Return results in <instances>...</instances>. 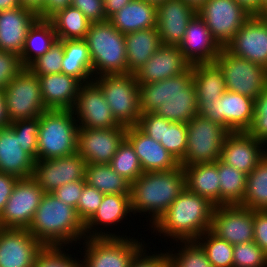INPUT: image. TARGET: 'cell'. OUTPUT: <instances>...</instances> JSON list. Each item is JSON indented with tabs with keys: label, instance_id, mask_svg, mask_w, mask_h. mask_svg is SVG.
<instances>
[{
	"label": "cell",
	"instance_id": "obj_1",
	"mask_svg": "<svg viewBox=\"0 0 267 267\" xmlns=\"http://www.w3.org/2000/svg\"><path fill=\"white\" fill-rule=\"evenodd\" d=\"M141 113H155L172 122L188 123L198 115L192 66L179 75L139 85Z\"/></svg>",
	"mask_w": 267,
	"mask_h": 267
},
{
	"label": "cell",
	"instance_id": "obj_2",
	"mask_svg": "<svg viewBox=\"0 0 267 267\" xmlns=\"http://www.w3.org/2000/svg\"><path fill=\"white\" fill-rule=\"evenodd\" d=\"M27 230L43 246H66L86 239L85 224L78 217L76 208L52 193L43 195Z\"/></svg>",
	"mask_w": 267,
	"mask_h": 267
},
{
	"label": "cell",
	"instance_id": "obj_3",
	"mask_svg": "<svg viewBox=\"0 0 267 267\" xmlns=\"http://www.w3.org/2000/svg\"><path fill=\"white\" fill-rule=\"evenodd\" d=\"M214 208L208 199L185 188L153 225V232L177 242L196 240L210 230Z\"/></svg>",
	"mask_w": 267,
	"mask_h": 267
},
{
	"label": "cell",
	"instance_id": "obj_4",
	"mask_svg": "<svg viewBox=\"0 0 267 267\" xmlns=\"http://www.w3.org/2000/svg\"><path fill=\"white\" fill-rule=\"evenodd\" d=\"M186 188L184 168L143 172L130 187L131 213L152 214V226Z\"/></svg>",
	"mask_w": 267,
	"mask_h": 267
},
{
	"label": "cell",
	"instance_id": "obj_5",
	"mask_svg": "<svg viewBox=\"0 0 267 267\" xmlns=\"http://www.w3.org/2000/svg\"><path fill=\"white\" fill-rule=\"evenodd\" d=\"M85 41L94 77L128 73L125 36L108 20L91 23Z\"/></svg>",
	"mask_w": 267,
	"mask_h": 267
},
{
	"label": "cell",
	"instance_id": "obj_6",
	"mask_svg": "<svg viewBox=\"0 0 267 267\" xmlns=\"http://www.w3.org/2000/svg\"><path fill=\"white\" fill-rule=\"evenodd\" d=\"M72 110L48 109L40 115L36 160L77 153L79 126Z\"/></svg>",
	"mask_w": 267,
	"mask_h": 267
},
{
	"label": "cell",
	"instance_id": "obj_7",
	"mask_svg": "<svg viewBox=\"0 0 267 267\" xmlns=\"http://www.w3.org/2000/svg\"><path fill=\"white\" fill-rule=\"evenodd\" d=\"M109 104L114 118L124 126H134L141 116L139 84L134 74H106L93 78Z\"/></svg>",
	"mask_w": 267,
	"mask_h": 267
},
{
	"label": "cell",
	"instance_id": "obj_8",
	"mask_svg": "<svg viewBox=\"0 0 267 267\" xmlns=\"http://www.w3.org/2000/svg\"><path fill=\"white\" fill-rule=\"evenodd\" d=\"M187 124V147L182 166L213 163L220 159L224 139L229 131L199 115Z\"/></svg>",
	"mask_w": 267,
	"mask_h": 267
},
{
	"label": "cell",
	"instance_id": "obj_9",
	"mask_svg": "<svg viewBox=\"0 0 267 267\" xmlns=\"http://www.w3.org/2000/svg\"><path fill=\"white\" fill-rule=\"evenodd\" d=\"M215 62L221 68L226 90L254 100L267 88V68L222 48Z\"/></svg>",
	"mask_w": 267,
	"mask_h": 267
},
{
	"label": "cell",
	"instance_id": "obj_10",
	"mask_svg": "<svg viewBox=\"0 0 267 267\" xmlns=\"http://www.w3.org/2000/svg\"><path fill=\"white\" fill-rule=\"evenodd\" d=\"M3 95L10 122L36 118L48 110L41 97L39 78L28 67L5 87Z\"/></svg>",
	"mask_w": 267,
	"mask_h": 267
},
{
	"label": "cell",
	"instance_id": "obj_11",
	"mask_svg": "<svg viewBox=\"0 0 267 267\" xmlns=\"http://www.w3.org/2000/svg\"><path fill=\"white\" fill-rule=\"evenodd\" d=\"M254 101L226 90L218 100L198 102V115L220 124L229 132L247 131L253 120Z\"/></svg>",
	"mask_w": 267,
	"mask_h": 267
},
{
	"label": "cell",
	"instance_id": "obj_12",
	"mask_svg": "<svg viewBox=\"0 0 267 267\" xmlns=\"http://www.w3.org/2000/svg\"><path fill=\"white\" fill-rule=\"evenodd\" d=\"M96 237L84 240L83 267H129L145 247L133 237Z\"/></svg>",
	"mask_w": 267,
	"mask_h": 267
},
{
	"label": "cell",
	"instance_id": "obj_13",
	"mask_svg": "<svg viewBox=\"0 0 267 267\" xmlns=\"http://www.w3.org/2000/svg\"><path fill=\"white\" fill-rule=\"evenodd\" d=\"M197 14L222 48L226 47L238 30L252 17L234 0H207L197 10Z\"/></svg>",
	"mask_w": 267,
	"mask_h": 267
},
{
	"label": "cell",
	"instance_id": "obj_14",
	"mask_svg": "<svg viewBox=\"0 0 267 267\" xmlns=\"http://www.w3.org/2000/svg\"><path fill=\"white\" fill-rule=\"evenodd\" d=\"M44 194L33 177L18 179L0 215V228L27 229Z\"/></svg>",
	"mask_w": 267,
	"mask_h": 267
},
{
	"label": "cell",
	"instance_id": "obj_15",
	"mask_svg": "<svg viewBox=\"0 0 267 267\" xmlns=\"http://www.w3.org/2000/svg\"><path fill=\"white\" fill-rule=\"evenodd\" d=\"M71 110L74 117L77 118V123L80 121L79 128L110 129L124 127L114 118L101 89L93 81L80 86Z\"/></svg>",
	"mask_w": 267,
	"mask_h": 267
},
{
	"label": "cell",
	"instance_id": "obj_16",
	"mask_svg": "<svg viewBox=\"0 0 267 267\" xmlns=\"http://www.w3.org/2000/svg\"><path fill=\"white\" fill-rule=\"evenodd\" d=\"M253 210L240 205L215 206L210 231L229 244L237 245L254 239Z\"/></svg>",
	"mask_w": 267,
	"mask_h": 267
},
{
	"label": "cell",
	"instance_id": "obj_17",
	"mask_svg": "<svg viewBox=\"0 0 267 267\" xmlns=\"http://www.w3.org/2000/svg\"><path fill=\"white\" fill-rule=\"evenodd\" d=\"M86 162L75 153L66 157L36 160L33 178L45 193H52L62 185L85 180Z\"/></svg>",
	"mask_w": 267,
	"mask_h": 267
},
{
	"label": "cell",
	"instance_id": "obj_18",
	"mask_svg": "<svg viewBox=\"0 0 267 267\" xmlns=\"http://www.w3.org/2000/svg\"><path fill=\"white\" fill-rule=\"evenodd\" d=\"M126 129L127 126L110 129L79 128L77 153L86 164H109L126 138Z\"/></svg>",
	"mask_w": 267,
	"mask_h": 267
},
{
	"label": "cell",
	"instance_id": "obj_19",
	"mask_svg": "<svg viewBox=\"0 0 267 267\" xmlns=\"http://www.w3.org/2000/svg\"><path fill=\"white\" fill-rule=\"evenodd\" d=\"M225 48L236 56L267 68V16H252Z\"/></svg>",
	"mask_w": 267,
	"mask_h": 267
},
{
	"label": "cell",
	"instance_id": "obj_20",
	"mask_svg": "<svg viewBox=\"0 0 267 267\" xmlns=\"http://www.w3.org/2000/svg\"><path fill=\"white\" fill-rule=\"evenodd\" d=\"M43 247L27 229L0 228V267H33Z\"/></svg>",
	"mask_w": 267,
	"mask_h": 267
},
{
	"label": "cell",
	"instance_id": "obj_21",
	"mask_svg": "<svg viewBox=\"0 0 267 267\" xmlns=\"http://www.w3.org/2000/svg\"><path fill=\"white\" fill-rule=\"evenodd\" d=\"M263 145L246 131L229 132L223 142L220 160L248 175L267 155Z\"/></svg>",
	"mask_w": 267,
	"mask_h": 267
},
{
	"label": "cell",
	"instance_id": "obj_22",
	"mask_svg": "<svg viewBox=\"0 0 267 267\" xmlns=\"http://www.w3.org/2000/svg\"><path fill=\"white\" fill-rule=\"evenodd\" d=\"M156 13L161 44L179 46L197 10L183 0H167L156 6Z\"/></svg>",
	"mask_w": 267,
	"mask_h": 267
},
{
	"label": "cell",
	"instance_id": "obj_23",
	"mask_svg": "<svg viewBox=\"0 0 267 267\" xmlns=\"http://www.w3.org/2000/svg\"><path fill=\"white\" fill-rule=\"evenodd\" d=\"M191 66L179 46L161 45L134 76L137 83L142 85L182 74Z\"/></svg>",
	"mask_w": 267,
	"mask_h": 267
},
{
	"label": "cell",
	"instance_id": "obj_24",
	"mask_svg": "<svg viewBox=\"0 0 267 267\" xmlns=\"http://www.w3.org/2000/svg\"><path fill=\"white\" fill-rule=\"evenodd\" d=\"M126 139L133 146L143 172L168 171L180 165L160 142L147 136L136 125L127 126Z\"/></svg>",
	"mask_w": 267,
	"mask_h": 267
},
{
	"label": "cell",
	"instance_id": "obj_25",
	"mask_svg": "<svg viewBox=\"0 0 267 267\" xmlns=\"http://www.w3.org/2000/svg\"><path fill=\"white\" fill-rule=\"evenodd\" d=\"M179 47L192 65L215 62L222 50V47L213 38L205 22L197 13L190 20Z\"/></svg>",
	"mask_w": 267,
	"mask_h": 267
},
{
	"label": "cell",
	"instance_id": "obj_26",
	"mask_svg": "<svg viewBox=\"0 0 267 267\" xmlns=\"http://www.w3.org/2000/svg\"><path fill=\"white\" fill-rule=\"evenodd\" d=\"M33 11L17 7L0 12V50L20 56L29 29L38 20Z\"/></svg>",
	"mask_w": 267,
	"mask_h": 267
},
{
	"label": "cell",
	"instance_id": "obj_27",
	"mask_svg": "<svg viewBox=\"0 0 267 267\" xmlns=\"http://www.w3.org/2000/svg\"><path fill=\"white\" fill-rule=\"evenodd\" d=\"M130 194H106L104 195L100 207L92 215V217L85 223V237H123L115 233L99 232V225L107 227L113 226L116 223H121L123 219L127 218V214H131ZM121 221V222H120ZM113 224V225H112ZM96 225V226H95ZM98 230H96L97 228ZM109 233V234H108Z\"/></svg>",
	"mask_w": 267,
	"mask_h": 267
},
{
	"label": "cell",
	"instance_id": "obj_28",
	"mask_svg": "<svg viewBox=\"0 0 267 267\" xmlns=\"http://www.w3.org/2000/svg\"><path fill=\"white\" fill-rule=\"evenodd\" d=\"M20 144L19 135L10 126L0 128V172L29 178L34 174L35 160Z\"/></svg>",
	"mask_w": 267,
	"mask_h": 267
},
{
	"label": "cell",
	"instance_id": "obj_29",
	"mask_svg": "<svg viewBox=\"0 0 267 267\" xmlns=\"http://www.w3.org/2000/svg\"><path fill=\"white\" fill-rule=\"evenodd\" d=\"M41 97L47 109L71 110L82 83L63 73L38 76Z\"/></svg>",
	"mask_w": 267,
	"mask_h": 267
},
{
	"label": "cell",
	"instance_id": "obj_30",
	"mask_svg": "<svg viewBox=\"0 0 267 267\" xmlns=\"http://www.w3.org/2000/svg\"><path fill=\"white\" fill-rule=\"evenodd\" d=\"M108 21L121 33L126 34L156 27V5L144 0H132Z\"/></svg>",
	"mask_w": 267,
	"mask_h": 267
},
{
	"label": "cell",
	"instance_id": "obj_31",
	"mask_svg": "<svg viewBox=\"0 0 267 267\" xmlns=\"http://www.w3.org/2000/svg\"><path fill=\"white\" fill-rule=\"evenodd\" d=\"M186 188L220 206V181L217 161L183 166Z\"/></svg>",
	"mask_w": 267,
	"mask_h": 267
},
{
	"label": "cell",
	"instance_id": "obj_32",
	"mask_svg": "<svg viewBox=\"0 0 267 267\" xmlns=\"http://www.w3.org/2000/svg\"><path fill=\"white\" fill-rule=\"evenodd\" d=\"M128 73L135 74L160 48L157 27L124 34Z\"/></svg>",
	"mask_w": 267,
	"mask_h": 267
},
{
	"label": "cell",
	"instance_id": "obj_33",
	"mask_svg": "<svg viewBox=\"0 0 267 267\" xmlns=\"http://www.w3.org/2000/svg\"><path fill=\"white\" fill-rule=\"evenodd\" d=\"M192 74L197 102L218 100L226 91L223 72L216 62L193 64Z\"/></svg>",
	"mask_w": 267,
	"mask_h": 267
},
{
	"label": "cell",
	"instance_id": "obj_34",
	"mask_svg": "<svg viewBox=\"0 0 267 267\" xmlns=\"http://www.w3.org/2000/svg\"><path fill=\"white\" fill-rule=\"evenodd\" d=\"M60 42L64 45L62 73L75 77L82 84L92 82V60L85 39H68Z\"/></svg>",
	"mask_w": 267,
	"mask_h": 267
},
{
	"label": "cell",
	"instance_id": "obj_35",
	"mask_svg": "<svg viewBox=\"0 0 267 267\" xmlns=\"http://www.w3.org/2000/svg\"><path fill=\"white\" fill-rule=\"evenodd\" d=\"M53 24L49 20L38 19L29 29L20 59L28 67L38 57L44 55L57 41Z\"/></svg>",
	"mask_w": 267,
	"mask_h": 267
},
{
	"label": "cell",
	"instance_id": "obj_36",
	"mask_svg": "<svg viewBox=\"0 0 267 267\" xmlns=\"http://www.w3.org/2000/svg\"><path fill=\"white\" fill-rule=\"evenodd\" d=\"M85 181L106 194H130L131 183L112 169L110 164H87Z\"/></svg>",
	"mask_w": 267,
	"mask_h": 267
},
{
	"label": "cell",
	"instance_id": "obj_37",
	"mask_svg": "<svg viewBox=\"0 0 267 267\" xmlns=\"http://www.w3.org/2000/svg\"><path fill=\"white\" fill-rule=\"evenodd\" d=\"M220 176V206L240 205L246 192L247 174L233 166L217 161Z\"/></svg>",
	"mask_w": 267,
	"mask_h": 267
},
{
	"label": "cell",
	"instance_id": "obj_38",
	"mask_svg": "<svg viewBox=\"0 0 267 267\" xmlns=\"http://www.w3.org/2000/svg\"><path fill=\"white\" fill-rule=\"evenodd\" d=\"M49 21L59 41L85 39L91 24L81 11L72 6L59 11Z\"/></svg>",
	"mask_w": 267,
	"mask_h": 267
},
{
	"label": "cell",
	"instance_id": "obj_39",
	"mask_svg": "<svg viewBox=\"0 0 267 267\" xmlns=\"http://www.w3.org/2000/svg\"><path fill=\"white\" fill-rule=\"evenodd\" d=\"M240 206L252 210H267V155L247 175L246 192Z\"/></svg>",
	"mask_w": 267,
	"mask_h": 267
},
{
	"label": "cell",
	"instance_id": "obj_40",
	"mask_svg": "<svg viewBox=\"0 0 267 267\" xmlns=\"http://www.w3.org/2000/svg\"><path fill=\"white\" fill-rule=\"evenodd\" d=\"M196 241L203 247L213 267H233L232 244L218 238L210 230L205 231Z\"/></svg>",
	"mask_w": 267,
	"mask_h": 267
},
{
	"label": "cell",
	"instance_id": "obj_41",
	"mask_svg": "<svg viewBox=\"0 0 267 267\" xmlns=\"http://www.w3.org/2000/svg\"><path fill=\"white\" fill-rule=\"evenodd\" d=\"M114 171L123 176L130 183L134 182L143 174V170L137 154L131 143L125 138L118 147L111 162L109 163Z\"/></svg>",
	"mask_w": 267,
	"mask_h": 267
},
{
	"label": "cell",
	"instance_id": "obj_42",
	"mask_svg": "<svg viewBox=\"0 0 267 267\" xmlns=\"http://www.w3.org/2000/svg\"><path fill=\"white\" fill-rule=\"evenodd\" d=\"M181 242L184 248L181 247L179 253L166 252L170 267H213L203 247L196 240Z\"/></svg>",
	"mask_w": 267,
	"mask_h": 267
},
{
	"label": "cell",
	"instance_id": "obj_43",
	"mask_svg": "<svg viewBox=\"0 0 267 267\" xmlns=\"http://www.w3.org/2000/svg\"><path fill=\"white\" fill-rule=\"evenodd\" d=\"M161 145L180 163L187 147V124L164 118V133Z\"/></svg>",
	"mask_w": 267,
	"mask_h": 267
},
{
	"label": "cell",
	"instance_id": "obj_44",
	"mask_svg": "<svg viewBox=\"0 0 267 267\" xmlns=\"http://www.w3.org/2000/svg\"><path fill=\"white\" fill-rule=\"evenodd\" d=\"M9 126L19 135L21 148L36 161L40 116L32 119L15 120L10 122Z\"/></svg>",
	"mask_w": 267,
	"mask_h": 267
},
{
	"label": "cell",
	"instance_id": "obj_45",
	"mask_svg": "<svg viewBox=\"0 0 267 267\" xmlns=\"http://www.w3.org/2000/svg\"><path fill=\"white\" fill-rule=\"evenodd\" d=\"M64 45L57 40L42 56L34 60L28 68L37 76L62 73Z\"/></svg>",
	"mask_w": 267,
	"mask_h": 267
},
{
	"label": "cell",
	"instance_id": "obj_46",
	"mask_svg": "<svg viewBox=\"0 0 267 267\" xmlns=\"http://www.w3.org/2000/svg\"><path fill=\"white\" fill-rule=\"evenodd\" d=\"M233 267H267V254L254 241L233 245Z\"/></svg>",
	"mask_w": 267,
	"mask_h": 267
},
{
	"label": "cell",
	"instance_id": "obj_47",
	"mask_svg": "<svg viewBox=\"0 0 267 267\" xmlns=\"http://www.w3.org/2000/svg\"><path fill=\"white\" fill-rule=\"evenodd\" d=\"M63 247L44 246L37 254L33 267H83L82 260L77 261L76 258H72L71 254L69 256L61 250L64 249Z\"/></svg>",
	"mask_w": 267,
	"mask_h": 267
},
{
	"label": "cell",
	"instance_id": "obj_48",
	"mask_svg": "<svg viewBox=\"0 0 267 267\" xmlns=\"http://www.w3.org/2000/svg\"><path fill=\"white\" fill-rule=\"evenodd\" d=\"M246 132L267 145V88L254 101L253 120Z\"/></svg>",
	"mask_w": 267,
	"mask_h": 267
},
{
	"label": "cell",
	"instance_id": "obj_49",
	"mask_svg": "<svg viewBox=\"0 0 267 267\" xmlns=\"http://www.w3.org/2000/svg\"><path fill=\"white\" fill-rule=\"evenodd\" d=\"M103 197V193L85 183L76 208L77 215L84 224L98 210Z\"/></svg>",
	"mask_w": 267,
	"mask_h": 267
},
{
	"label": "cell",
	"instance_id": "obj_50",
	"mask_svg": "<svg viewBox=\"0 0 267 267\" xmlns=\"http://www.w3.org/2000/svg\"><path fill=\"white\" fill-rule=\"evenodd\" d=\"M24 68L19 55L0 50V90H4Z\"/></svg>",
	"mask_w": 267,
	"mask_h": 267
},
{
	"label": "cell",
	"instance_id": "obj_51",
	"mask_svg": "<svg viewBox=\"0 0 267 267\" xmlns=\"http://www.w3.org/2000/svg\"><path fill=\"white\" fill-rule=\"evenodd\" d=\"M71 6L81 11L90 23L107 21L104 0H72Z\"/></svg>",
	"mask_w": 267,
	"mask_h": 267
},
{
	"label": "cell",
	"instance_id": "obj_52",
	"mask_svg": "<svg viewBox=\"0 0 267 267\" xmlns=\"http://www.w3.org/2000/svg\"><path fill=\"white\" fill-rule=\"evenodd\" d=\"M142 132L157 142H161L164 133V118L155 113H141L136 125Z\"/></svg>",
	"mask_w": 267,
	"mask_h": 267
},
{
	"label": "cell",
	"instance_id": "obj_53",
	"mask_svg": "<svg viewBox=\"0 0 267 267\" xmlns=\"http://www.w3.org/2000/svg\"><path fill=\"white\" fill-rule=\"evenodd\" d=\"M85 183V180L68 182L61 187H58L52 194L64 203L77 208Z\"/></svg>",
	"mask_w": 267,
	"mask_h": 267
},
{
	"label": "cell",
	"instance_id": "obj_54",
	"mask_svg": "<svg viewBox=\"0 0 267 267\" xmlns=\"http://www.w3.org/2000/svg\"><path fill=\"white\" fill-rule=\"evenodd\" d=\"M253 241L267 254V210H253Z\"/></svg>",
	"mask_w": 267,
	"mask_h": 267
},
{
	"label": "cell",
	"instance_id": "obj_55",
	"mask_svg": "<svg viewBox=\"0 0 267 267\" xmlns=\"http://www.w3.org/2000/svg\"><path fill=\"white\" fill-rule=\"evenodd\" d=\"M145 251V252H144ZM146 249H142L131 261L129 267H170L167 253L146 254Z\"/></svg>",
	"mask_w": 267,
	"mask_h": 267
},
{
	"label": "cell",
	"instance_id": "obj_56",
	"mask_svg": "<svg viewBox=\"0 0 267 267\" xmlns=\"http://www.w3.org/2000/svg\"><path fill=\"white\" fill-rule=\"evenodd\" d=\"M18 179L19 178L14 175L0 172V215L11 196L14 185Z\"/></svg>",
	"mask_w": 267,
	"mask_h": 267
},
{
	"label": "cell",
	"instance_id": "obj_57",
	"mask_svg": "<svg viewBox=\"0 0 267 267\" xmlns=\"http://www.w3.org/2000/svg\"><path fill=\"white\" fill-rule=\"evenodd\" d=\"M72 0H44L43 20H50L59 11L71 6Z\"/></svg>",
	"mask_w": 267,
	"mask_h": 267
},
{
	"label": "cell",
	"instance_id": "obj_58",
	"mask_svg": "<svg viewBox=\"0 0 267 267\" xmlns=\"http://www.w3.org/2000/svg\"><path fill=\"white\" fill-rule=\"evenodd\" d=\"M131 1L132 0H104V10L107 20Z\"/></svg>",
	"mask_w": 267,
	"mask_h": 267
},
{
	"label": "cell",
	"instance_id": "obj_59",
	"mask_svg": "<svg viewBox=\"0 0 267 267\" xmlns=\"http://www.w3.org/2000/svg\"><path fill=\"white\" fill-rule=\"evenodd\" d=\"M20 6L29 9L38 15V18L43 20L44 0H19Z\"/></svg>",
	"mask_w": 267,
	"mask_h": 267
},
{
	"label": "cell",
	"instance_id": "obj_60",
	"mask_svg": "<svg viewBox=\"0 0 267 267\" xmlns=\"http://www.w3.org/2000/svg\"><path fill=\"white\" fill-rule=\"evenodd\" d=\"M252 16H261V0H234Z\"/></svg>",
	"mask_w": 267,
	"mask_h": 267
},
{
	"label": "cell",
	"instance_id": "obj_61",
	"mask_svg": "<svg viewBox=\"0 0 267 267\" xmlns=\"http://www.w3.org/2000/svg\"><path fill=\"white\" fill-rule=\"evenodd\" d=\"M10 121L7 116L5 99L3 95V90H0V128L9 126Z\"/></svg>",
	"mask_w": 267,
	"mask_h": 267
},
{
	"label": "cell",
	"instance_id": "obj_62",
	"mask_svg": "<svg viewBox=\"0 0 267 267\" xmlns=\"http://www.w3.org/2000/svg\"><path fill=\"white\" fill-rule=\"evenodd\" d=\"M21 7L19 0H0V12Z\"/></svg>",
	"mask_w": 267,
	"mask_h": 267
},
{
	"label": "cell",
	"instance_id": "obj_63",
	"mask_svg": "<svg viewBox=\"0 0 267 267\" xmlns=\"http://www.w3.org/2000/svg\"><path fill=\"white\" fill-rule=\"evenodd\" d=\"M198 10L207 0H183Z\"/></svg>",
	"mask_w": 267,
	"mask_h": 267
},
{
	"label": "cell",
	"instance_id": "obj_64",
	"mask_svg": "<svg viewBox=\"0 0 267 267\" xmlns=\"http://www.w3.org/2000/svg\"><path fill=\"white\" fill-rule=\"evenodd\" d=\"M261 16H267V0H261Z\"/></svg>",
	"mask_w": 267,
	"mask_h": 267
},
{
	"label": "cell",
	"instance_id": "obj_65",
	"mask_svg": "<svg viewBox=\"0 0 267 267\" xmlns=\"http://www.w3.org/2000/svg\"><path fill=\"white\" fill-rule=\"evenodd\" d=\"M144 1H147V2H149V3H152V4H154V5H159V4H161L162 2H165V1H167V0H144Z\"/></svg>",
	"mask_w": 267,
	"mask_h": 267
}]
</instances>
